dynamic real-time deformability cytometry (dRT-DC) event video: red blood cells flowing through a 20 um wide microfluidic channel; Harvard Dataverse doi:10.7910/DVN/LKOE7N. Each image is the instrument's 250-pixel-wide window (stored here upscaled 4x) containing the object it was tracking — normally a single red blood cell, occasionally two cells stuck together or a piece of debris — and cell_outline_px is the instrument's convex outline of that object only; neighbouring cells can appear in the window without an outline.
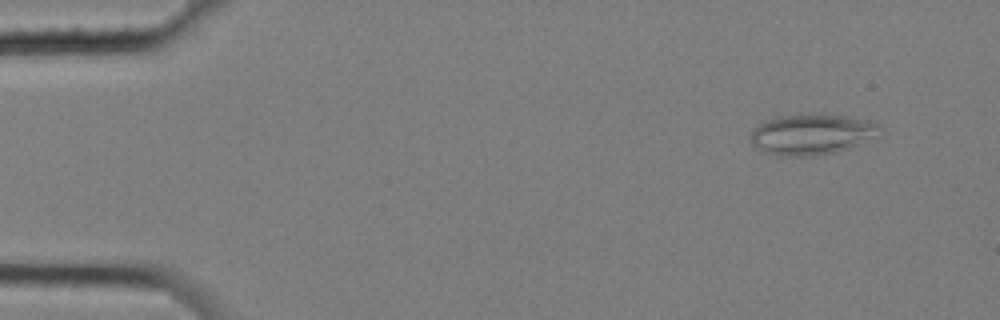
{"species": "common noctule bat (a hibernating species)", "species_latin": "Nyctalus noctula", "temperature_condition": "cold", "stored_images_in_passage": 4, "camera_frame_rate_fps": 3000, "um_per_image_px": 0.085, "animal": {"sex": "female", "body_mass_g": 25.1}, "frame": {"image": 1, "passage_image": 2, "time_ms": 0.333, "image_size_px": [1000, 320], "cell_outline_px": [[880, 140], [836, 152], [812, 156], [780, 156], [764, 152], [752, 144], [748, 140], [748, 132], [752, 128], [764, 120], [776, 116], [812, 112], [820, 112], [848, 116], [868, 120], [876, 124], [880, 128]], "centroid_in_image_um": [69.03, 11.4], "position_along_channel_um": 16.0, "area_um2": 32.25}}